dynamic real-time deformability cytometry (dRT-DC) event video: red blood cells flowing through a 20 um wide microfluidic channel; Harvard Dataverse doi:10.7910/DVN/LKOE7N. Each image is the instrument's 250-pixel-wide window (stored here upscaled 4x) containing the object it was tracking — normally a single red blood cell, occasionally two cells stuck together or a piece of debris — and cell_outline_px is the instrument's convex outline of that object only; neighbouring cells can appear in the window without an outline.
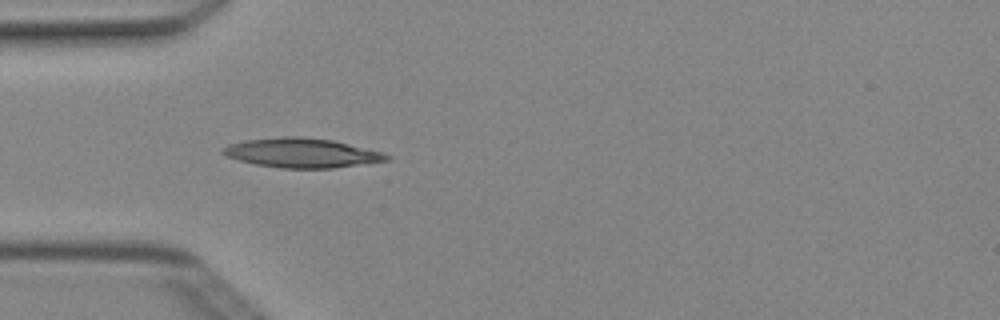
{"species": "Egyptian fruit bat (a non-hibernating species)", "species_latin": "Rousettus aegyptiacus", "temperature_condition": "cold", "stored_images_in_passage": 5, "camera_frame_rate_fps": 3000, "um_per_image_px": 0.085, "animal": {"sex": "female"}, "frame": {"image": 1, "passage_image": 5, "time_ms": 1.333, "image_size_px": [1000, 320], "cell_outline_px": [[392, 156], [388, 160], [332, 168], [280, 168], [256, 164], [240, 160], [228, 156], [220, 152], [228, 144], [244, 140], [284, 136], [300, 136], [332, 140], [384, 152]], "centroid_in_image_um": [25.66, 12.99], "position_along_channel_um": 59.3, "area_um2": 27.92}}